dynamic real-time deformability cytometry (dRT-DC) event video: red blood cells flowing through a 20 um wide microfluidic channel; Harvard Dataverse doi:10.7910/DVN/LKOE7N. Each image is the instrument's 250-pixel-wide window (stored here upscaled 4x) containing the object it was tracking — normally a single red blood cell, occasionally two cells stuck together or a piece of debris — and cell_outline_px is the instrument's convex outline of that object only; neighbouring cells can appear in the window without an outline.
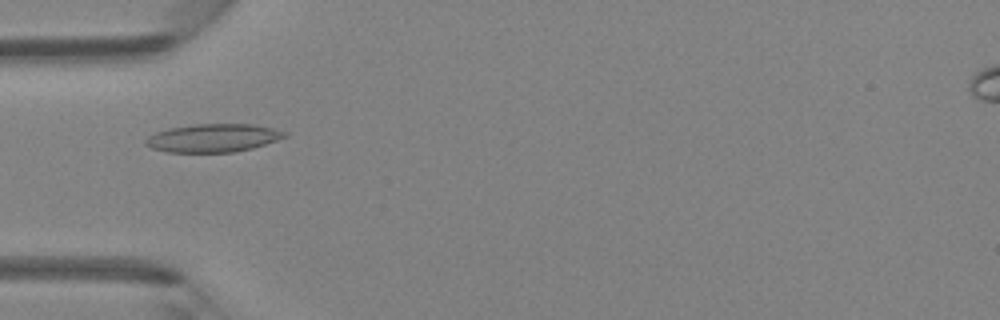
{"species": "Egyptian fruit bat (a non-hibernating species)", "species_latin": "Rousettus aegyptiacus", "temperature_condition": "room temperature", "stored_images_in_passage": 5, "camera_frame_rate_fps": 3000, "um_per_image_px": 0.085, "animal": {"sex": "female"}, "frame": {"image": 1, "passage_image": 3, "time_ms": 3.333, "image_size_px": [1000, 320], "cell_outline_px": [[288, 136], [252, 148], [232, 152], [168, 152], [152, 148], [144, 144], [144, 140], [148, 136], [156, 132], [168, 128], [192, 124], [256, 124], [288, 132]], "centroid_in_image_um": [18.1, 11.72], "position_along_channel_um": 66.9, "area_um2": 22.89}}
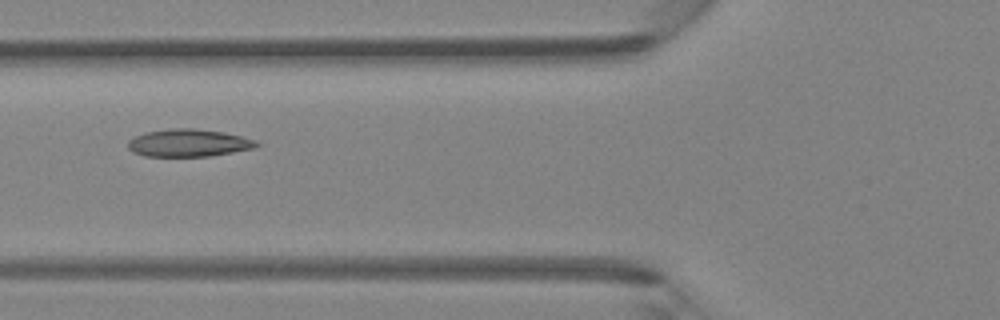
{"frame": {"image": 2, "passage_image": 4, "time_ms": 4.333, "image_size_px": [1000, 320], "cell_outline_px": [[260, 144], [256, 148], [208, 156], [144, 156], [132, 152], [128, 148], [128, 140], [136, 136], [148, 132], [172, 128], [192, 128], [224, 132], [256, 140]], "centroid_in_image_um": [16.04, 12.15], "position_along_channel_um": 109.8, "area_um2": 20.52}}
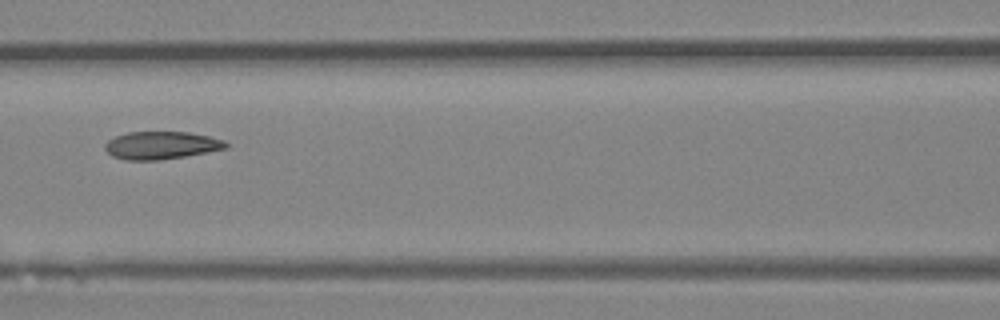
{"frame": {"image": 3, "passage_image": 5, "time_ms": 5.333, "image_size_px": [1000, 320], "cell_outline_px": [[228, 148], [208, 152], [184, 156], [156, 160], [124, 160], [112, 156], [104, 148], [104, 144], [108, 140], [116, 136], [128, 132], [188, 132], [208, 136], [224, 140], [228, 144]], "centroid_in_image_um": [13.7, 12.35], "position_along_channel_um": 152.9, "area_um2": 19.48}}